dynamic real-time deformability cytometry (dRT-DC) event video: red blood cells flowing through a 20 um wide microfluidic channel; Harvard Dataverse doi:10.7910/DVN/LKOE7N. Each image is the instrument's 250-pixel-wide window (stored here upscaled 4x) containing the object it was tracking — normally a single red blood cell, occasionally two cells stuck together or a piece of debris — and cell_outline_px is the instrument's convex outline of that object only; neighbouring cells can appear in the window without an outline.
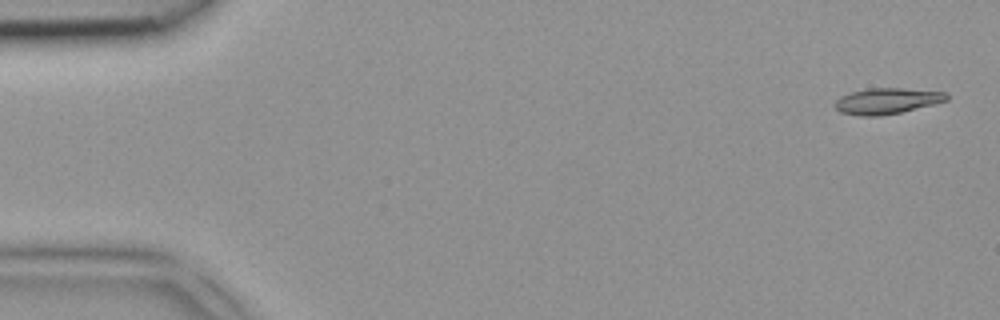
{"species": "common noctule bat (a hibernating species)", "species_latin": "Nyctalus noctula", "temperature_condition": "room temperature", "stored_images_in_passage": 5, "camera_frame_rate_fps": 3000, "um_per_image_px": 0.085, "animal": {"sex": "female", "body_mass_g": 18.4}, "frame": {"image": 1, "passage_image": 1, "time_ms": 0.0, "image_size_px": [1000, 320], "cell_outline_px": [[948, 100], [900, 112], [880, 116], [860, 116], [840, 112], [832, 104], [840, 96], [852, 92], [872, 88], [904, 88], [948, 92]], "centroid_in_image_um": [75.37, 8.58], "position_along_channel_um": 9.6, "area_um2": 16.82}}